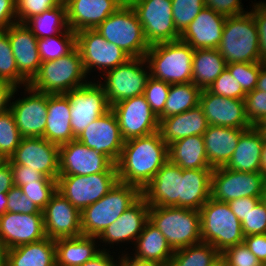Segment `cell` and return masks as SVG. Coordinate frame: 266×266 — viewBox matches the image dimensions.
Segmentation results:
<instances>
[{"instance_id": "obj_1", "label": "cell", "mask_w": 266, "mask_h": 266, "mask_svg": "<svg viewBox=\"0 0 266 266\" xmlns=\"http://www.w3.org/2000/svg\"><path fill=\"white\" fill-rule=\"evenodd\" d=\"M168 160V145L160 131L124 141L116 163L118 179L142 191Z\"/></svg>"}, {"instance_id": "obj_2", "label": "cell", "mask_w": 266, "mask_h": 266, "mask_svg": "<svg viewBox=\"0 0 266 266\" xmlns=\"http://www.w3.org/2000/svg\"><path fill=\"white\" fill-rule=\"evenodd\" d=\"M193 54L194 49L180 39L150 45L145 56L150 76L170 85L192 82Z\"/></svg>"}, {"instance_id": "obj_3", "label": "cell", "mask_w": 266, "mask_h": 266, "mask_svg": "<svg viewBox=\"0 0 266 266\" xmlns=\"http://www.w3.org/2000/svg\"><path fill=\"white\" fill-rule=\"evenodd\" d=\"M141 196L137 186L118 181L100 200L81 211L82 235L98 237Z\"/></svg>"}, {"instance_id": "obj_4", "label": "cell", "mask_w": 266, "mask_h": 266, "mask_svg": "<svg viewBox=\"0 0 266 266\" xmlns=\"http://www.w3.org/2000/svg\"><path fill=\"white\" fill-rule=\"evenodd\" d=\"M82 57L76 47L71 53L53 61H44L29 86L40 93L65 94L88 84Z\"/></svg>"}, {"instance_id": "obj_5", "label": "cell", "mask_w": 266, "mask_h": 266, "mask_svg": "<svg viewBox=\"0 0 266 266\" xmlns=\"http://www.w3.org/2000/svg\"><path fill=\"white\" fill-rule=\"evenodd\" d=\"M217 49L227 64L261 62L259 37L251 11L226 17Z\"/></svg>"}, {"instance_id": "obj_6", "label": "cell", "mask_w": 266, "mask_h": 266, "mask_svg": "<svg viewBox=\"0 0 266 266\" xmlns=\"http://www.w3.org/2000/svg\"><path fill=\"white\" fill-rule=\"evenodd\" d=\"M201 239L211 244L220 254L244 243L242 224L228 203L210 199L200 208Z\"/></svg>"}, {"instance_id": "obj_7", "label": "cell", "mask_w": 266, "mask_h": 266, "mask_svg": "<svg viewBox=\"0 0 266 266\" xmlns=\"http://www.w3.org/2000/svg\"><path fill=\"white\" fill-rule=\"evenodd\" d=\"M149 221L161 231L173 250L202 242L200 210L150 206Z\"/></svg>"}, {"instance_id": "obj_8", "label": "cell", "mask_w": 266, "mask_h": 266, "mask_svg": "<svg viewBox=\"0 0 266 266\" xmlns=\"http://www.w3.org/2000/svg\"><path fill=\"white\" fill-rule=\"evenodd\" d=\"M95 30L108 42L121 48L131 58L145 57L150 48L142 24L133 7L120 6Z\"/></svg>"}, {"instance_id": "obj_9", "label": "cell", "mask_w": 266, "mask_h": 266, "mask_svg": "<svg viewBox=\"0 0 266 266\" xmlns=\"http://www.w3.org/2000/svg\"><path fill=\"white\" fill-rule=\"evenodd\" d=\"M104 75L98 83L104 88L106 99L112 106L122 100L142 95L150 78V68L145 57L130 58Z\"/></svg>"}, {"instance_id": "obj_10", "label": "cell", "mask_w": 266, "mask_h": 266, "mask_svg": "<svg viewBox=\"0 0 266 266\" xmlns=\"http://www.w3.org/2000/svg\"><path fill=\"white\" fill-rule=\"evenodd\" d=\"M118 181V173L59 175L57 192L81 212L106 195Z\"/></svg>"}, {"instance_id": "obj_11", "label": "cell", "mask_w": 266, "mask_h": 266, "mask_svg": "<svg viewBox=\"0 0 266 266\" xmlns=\"http://www.w3.org/2000/svg\"><path fill=\"white\" fill-rule=\"evenodd\" d=\"M76 47L80 51L87 76L94 70L101 71L100 74L103 76L107 71L131 58L121 48L108 42L95 29L76 32Z\"/></svg>"}, {"instance_id": "obj_12", "label": "cell", "mask_w": 266, "mask_h": 266, "mask_svg": "<svg viewBox=\"0 0 266 266\" xmlns=\"http://www.w3.org/2000/svg\"><path fill=\"white\" fill-rule=\"evenodd\" d=\"M264 181L261 172H240L224 166L213 168L211 198L226 203L241 197L262 198Z\"/></svg>"}, {"instance_id": "obj_13", "label": "cell", "mask_w": 266, "mask_h": 266, "mask_svg": "<svg viewBox=\"0 0 266 266\" xmlns=\"http://www.w3.org/2000/svg\"><path fill=\"white\" fill-rule=\"evenodd\" d=\"M70 101V122L74 137L79 136L91 122L111 109L104 88L92 80L65 93Z\"/></svg>"}, {"instance_id": "obj_14", "label": "cell", "mask_w": 266, "mask_h": 266, "mask_svg": "<svg viewBox=\"0 0 266 266\" xmlns=\"http://www.w3.org/2000/svg\"><path fill=\"white\" fill-rule=\"evenodd\" d=\"M133 9L149 45L180 39L174 26L171 0H140Z\"/></svg>"}, {"instance_id": "obj_15", "label": "cell", "mask_w": 266, "mask_h": 266, "mask_svg": "<svg viewBox=\"0 0 266 266\" xmlns=\"http://www.w3.org/2000/svg\"><path fill=\"white\" fill-rule=\"evenodd\" d=\"M124 141L159 131V119L145 96L138 95L111 106Z\"/></svg>"}, {"instance_id": "obj_16", "label": "cell", "mask_w": 266, "mask_h": 266, "mask_svg": "<svg viewBox=\"0 0 266 266\" xmlns=\"http://www.w3.org/2000/svg\"><path fill=\"white\" fill-rule=\"evenodd\" d=\"M24 97L15 98L16 88L11 101L10 111L23 138L43 137L47 122L48 94L40 93L25 86ZM26 91V92H25ZM16 99V100H15Z\"/></svg>"}, {"instance_id": "obj_17", "label": "cell", "mask_w": 266, "mask_h": 266, "mask_svg": "<svg viewBox=\"0 0 266 266\" xmlns=\"http://www.w3.org/2000/svg\"><path fill=\"white\" fill-rule=\"evenodd\" d=\"M118 173L117 166L106 155L76 139L59 148V175Z\"/></svg>"}, {"instance_id": "obj_18", "label": "cell", "mask_w": 266, "mask_h": 266, "mask_svg": "<svg viewBox=\"0 0 266 266\" xmlns=\"http://www.w3.org/2000/svg\"><path fill=\"white\" fill-rule=\"evenodd\" d=\"M59 148L42 137L22 138L14 154L7 160L10 165H24L46 177H59Z\"/></svg>"}, {"instance_id": "obj_19", "label": "cell", "mask_w": 266, "mask_h": 266, "mask_svg": "<svg viewBox=\"0 0 266 266\" xmlns=\"http://www.w3.org/2000/svg\"><path fill=\"white\" fill-rule=\"evenodd\" d=\"M76 140L106 155L114 164L120 159L124 146L117 118L111 109L91 122Z\"/></svg>"}, {"instance_id": "obj_20", "label": "cell", "mask_w": 266, "mask_h": 266, "mask_svg": "<svg viewBox=\"0 0 266 266\" xmlns=\"http://www.w3.org/2000/svg\"><path fill=\"white\" fill-rule=\"evenodd\" d=\"M199 105L209 125L238 129L252 127L246 116L245 100L222 97L204 89L200 93Z\"/></svg>"}, {"instance_id": "obj_21", "label": "cell", "mask_w": 266, "mask_h": 266, "mask_svg": "<svg viewBox=\"0 0 266 266\" xmlns=\"http://www.w3.org/2000/svg\"><path fill=\"white\" fill-rule=\"evenodd\" d=\"M46 237L56 240L82 235L81 212L59 192L42 210Z\"/></svg>"}, {"instance_id": "obj_22", "label": "cell", "mask_w": 266, "mask_h": 266, "mask_svg": "<svg viewBox=\"0 0 266 266\" xmlns=\"http://www.w3.org/2000/svg\"><path fill=\"white\" fill-rule=\"evenodd\" d=\"M46 237L43 214L6 212L0 216V240L6 250Z\"/></svg>"}, {"instance_id": "obj_23", "label": "cell", "mask_w": 266, "mask_h": 266, "mask_svg": "<svg viewBox=\"0 0 266 266\" xmlns=\"http://www.w3.org/2000/svg\"><path fill=\"white\" fill-rule=\"evenodd\" d=\"M149 207L141 196L115 222L102 231L97 237L99 243H105V246L110 244L109 247L112 245L114 248V244L132 242L133 246L149 220Z\"/></svg>"}, {"instance_id": "obj_24", "label": "cell", "mask_w": 266, "mask_h": 266, "mask_svg": "<svg viewBox=\"0 0 266 266\" xmlns=\"http://www.w3.org/2000/svg\"><path fill=\"white\" fill-rule=\"evenodd\" d=\"M182 169L168 160L141 191L149 206L181 208Z\"/></svg>"}, {"instance_id": "obj_25", "label": "cell", "mask_w": 266, "mask_h": 266, "mask_svg": "<svg viewBox=\"0 0 266 266\" xmlns=\"http://www.w3.org/2000/svg\"><path fill=\"white\" fill-rule=\"evenodd\" d=\"M18 72L30 83L41 65L37 37L24 23H14L6 30Z\"/></svg>"}, {"instance_id": "obj_26", "label": "cell", "mask_w": 266, "mask_h": 266, "mask_svg": "<svg viewBox=\"0 0 266 266\" xmlns=\"http://www.w3.org/2000/svg\"><path fill=\"white\" fill-rule=\"evenodd\" d=\"M226 17L205 7L180 34V40L196 49H217Z\"/></svg>"}, {"instance_id": "obj_27", "label": "cell", "mask_w": 266, "mask_h": 266, "mask_svg": "<svg viewBox=\"0 0 266 266\" xmlns=\"http://www.w3.org/2000/svg\"><path fill=\"white\" fill-rule=\"evenodd\" d=\"M120 5L116 0H67V22L73 32L95 29Z\"/></svg>"}, {"instance_id": "obj_28", "label": "cell", "mask_w": 266, "mask_h": 266, "mask_svg": "<svg viewBox=\"0 0 266 266\" xmlns=\"http://www.w3.org/2000/svg\"><path fill=\"white\" fill-rule=\"evenodd\" d=\"M208 126L203 109L198 104L183 113L163 118L159 122V131L163 141L169 146L189 136L203 135Z\"/></svg>"}, {"instance_id": "obj_29", "label": "cell", "mask_w": 266, "mask_h": 266, "mask_svg": "<svg viewBox=\"0 0 266 266\" xmlns=\"http://www.w3.org/2000/svg\"><path fill=\"white\" fill-rule=\"evenodd\" d=\"M47 112L42 138L58 146L76 139L70 122V101L65 94H48Z\"/></svg>"}, {"instance_id": "obj_30", "label": "cell", "mask_w": 266, "mask_h": 266, "mask_svg": "<svg viewBox=\"0 0 266 266\" xmlns=\"http://www.w3.org/2000/svg\"><path fill=\"white\" fill-rule=\"evenodd\" d=\"M246 129L209 125L204 134L207 160L212 168L225 166Z\"/></svg>"}, {"instance_id": "obj_31", "label": "cell", "mask_w": 266, "mask_h": 266, "mask_svg": "<svg viewBox=\"0 0 266 266\" xmlns=\"http://www.w3.org/2000/svg\"><path fill=\"white\" fill-rule=\"evenodd\" d=\"M134 258L157 263L161 266H168L174 254V250L168 244L161 231L149 220L146 222L143 231L136 239Z\"/></svg>"}, {"instance_id": "obj_32", "label": "cell", "mask_w": 266, "mask_h": 266, "mask_svg": "<svg viewBox=\"0 0 266 266\" xmlns=\"http://www.w3.org/2000/svg\"><path fill=\"white\" fill-rule=\"evenodd\" d=\"M97 237L80 235L71 238H60L55 240L56 266H80L92 259L101 250L96 244Z\"/></svg>"}, {"instance_id": "obj_33", "label": "cell", "mask_w": 266, "mask_h": 266, "mask_svg": "<svg viewBox=\"0 0 266 266\" xmlns=\"http://www.w3.org/2000/svg\"><path fill=\"white\" fill-rule=\"evenodd\" d=\"M262 146L263 140L258 130L254 126L246 129L224 167L240 172H260Z\"/></svg>"}, {"instance_id": "obj_34", "label": "cell", "mask_w": 266, "mask_h": 266, "mask_svg": "<svg viewBox=\"0 0 266 266\" xmlns=\"http://www.w3.org/2000/svg\"><path fill=\"white\" fill-rule=\"evenodd\" d=\"M5 266H56L55 240L45 237L6 250Z\"/></svg>"}, {"instance_id": "obj_35", "label": "cell", "mask_w": 266, "mask_h": 266, "mask_svg": "<svg viewBox=\"0 0 266 266\" xmlns=\"http://www.w3.org/2000/svg\"><path fill=\"white\" fill-rule=\"evenodd\" d=\"M213 169H182L181 208L200 210L211 197Z\"/></svg>"}, {"instance_id": "obj_36", "label": "cell", "mask_w": 266, "mask_h": 266, "mask_svg": "<svg viewBox=\"0 0 266 266\" xmlns=\"http://www.w3.org/2000/svg\"><path fill=\"white\" fill-rule=\"evenodd\" d=\"M169 160L181 169H213L208 160L202 135L189 136L168 146Z\"/></svg>"}, {"instance_id": "obj_37", "label": "cell", "mask_w": 266, "mask_h": 266, "mask_svg": "<svg viewBox=\"0 0 266 266\" xmlns=\"http://www.w3.org/2000/svg\"><path fill=\"white\" fill-rule=\"evenodd\" d=\"M226 61L218 49H196L193 54L192 83L200 90L209 86L226 69Z\"/></svg>"}, {"instance_id": "obj_38", "label": "cell", "mask_w": 266, "mask_h": 266, "mask_svg": "<svg viewBox=\"0 0 266 266\" xmlns=\"http://www.w3.org/2000/svg\"><path fill=\"white\" fill-rule=\"evenodd\" d=\"M24 24L38 39L58 35L65 30H71L67 22L66 6H58L44 11L29 18Z\"/></svg>"}, {"instance_id": "obj_39", "label": "cell", "mask_w": 266, "mask_h": 266, "mask_svg": "<svg viewBox=\"0 0 266 266\" xmlns=\"http://www.w3.org/2000/svg\"><path fill=\"white\" fill-rule=\"evenodd\" d=\"M201 90L192 82L171 84L169 94L164 105V111L158 116L159 122L163 118L178 115L199 104Z\"/></svg>"}, {"instance_id": "obj_40", "label": "cell", "mask_w": 266, "mask_h": 266, "mask_svg": "<svg viewBox=\"0 0 266 266\" xmlns=\"http://www.w3.org/2000/svg\"><path fill=\"white\" fill-rule=\"evenodd\" d=\"M220 256L211 244L200 242L174 250L168 266H211Z\"/></svg>"}, {"instance_id": "obj_41", "label": "cell", "mask_w": 266, "mask_h": 266, "mask_svg": "<svg viewBox=\"0 0 266 266\" xmlns=\"http://www.w3.org/2000/svg\"><path fill=\"white\" fill-rule=\"evenodd\" d=\"M41 62L68 55L76 48V32L65 30L58 35L37 39Z\"/></svg>"}, {"instance_id": "obj_42", "label": "cell", "mask_w": 266, "mask_h": 266, "mask_svg": "<svg viewBox=\"0 0 266 266\" xmlns=\"http://www.w3.org/2000/svg\"><path fill=\"white\" fill-rule=\"evenodd\" d=\"M0 80L7 81L19 89L21 86L29 85V82L18 72L6 31H0Z\"/></svg>"}, {"instance_id": "obj_43", "label": "cell", "mask_w": 266, "mask_h": 266, "mask_svg": "<svg viewBox=\"0 0 266 266\" xmlns=\"http://www.w3.org/2000/svg\"><path fill=\"white\" fill-rule=\"evenodd\" d=\"M23 137L15 123L13 113L8 110L0 115V158L8 160Z\"/></svg>"}, {"instance_id": "obj_44", "label": "cell", "mask_w": 266, "mask_h": 266, "mask_svg": "<svg viewBox=\"0 0 266 266\" xmlns=\"http://www.w3.org/2000/svg\"><path fill=\"white\" fill-rule=\"evenodd\" d=\"M171 2L174 26L180 34L205 8L204 0H171Z\"/></svg>"}, {"instance_id": "obj_45", "label": "cell", "mask_w": 266, "mask_h": 266, "mask_svg": "<svg viewBox=\"0 0 266 266\" xmlns=\"http://www.w3.org/2000/svg\"><path fill=\"white\" fill-rule=\"evenodd\" d=\"M226 68L239 82L245 93L251 92L256 88L260 73V62L229 63L226 64Z\"/></svg>"}, {"instance_id": "obj_46", "label": "cell", "mask_w": 266, "mask_h": 266, "mask_svg": "<svg viewBox=\"0 0 266 266\" xmlns=\"http://www.w3.org/2000/svg\"><path fill=\"white\" fill-rule=\"evenodd\" d=\"M67 0H16V18L25 23L29 18L58 6H66Z\"/></svg>"}, {"instance_id": "obj_47", "label": "cell", "mask_w": 266, "mask_h": 266, "mask_svg": "<svg viewBox=\"0 0 266 266\" xmlns=\"http://www.w3.org/2000/svg\"><path fill=\"white\" fill-rule=\"evenodd\" d=\"M20 188L26 197L42 211L56 193L57 181H38L22 185Z\"/></svg>"}, {"instance_id": "obj_48", "label": "cell", "mask_w": 266, "mask_h": 266, "mask_svg": "<svg viewBox=\"0 0 266 266\" xmlns=\"http://www.w3.org/2000/svg\"><path fill=\"white\" fill-rule=\"evenodd\" d=\"M169 89V83L154 79L151 76L147 81L143 95L157 117L164 111Z\"/></svg>"}, {"instance_id": "obj_49", "label": "cell", "mask_w": 266, "mask_h": 266, "mask_svg": "<svg viewBox=\"0 0 266 266\" xmlns=\"http://www.w3.org/2000/svg\"><path fill=\"white\" fill-rule=\"evenodd\" d=\"M207 90L215 95L226 98L245 100L246 96V93L242 90L239 82H237L227 68Z\"/></svg>"}, {"instance_id": "obj_50", "label": "cell", "mask_w": 266, "mask_h": 266, "mask_svg": "<svg viewBox=\"0 0 266 266\" xmlns=\"http://www.w3.org/2000/svg\"><path fill=\"white\" fill-rule=\"evenodd\" d=\"M221 257L228 266H264L249 250L245 243H241L226 249Z\"/></svg>"}, {"instance_id": "obj_51", "label": "cell", "mask_w": 266, "mask_h": 266, "mask_svg": "<svg viewBox=\"0 0 266 266\" xmlns=\"http://www.w3.org/2000/svg\"><path fill=\"white\" fill-rule=\"evenodd\" d=\"M244 236L266 233V204L260 200L241 222Z\"/></svg>"}, {"instance_id": "obj_52", "label": "cell", "mask_w": 266, "mask_h": 266, "mask_svg": "<svg viewBox=\"0 0 266 266\" xmlns=\"http://www.w3.org/2000/svg\"><path fill=\"white\" fill-rule=\"evenodd\" d=\"M7 211L21 214H43V212L22 192L18 186H13L7 192Z\"/></svg>"}, {"instance_id": "obj_53", "label": "cell", "mask_w": 266, "mask_h": 266, "mask_svg": "<svg viewBox=\"0 0 266 266\" xmlns=\"http://www.w3.org/2000/svg\"><path fill=\"white\" fill-rule=\"evenodd\" d=\"M246 116L252 126L266 116V92L254 89L245 96Z\"/></svg>"}, {"instance_id": "obj_54", "label": "cell", "mask_w": 266, "mask_h": 266, "mask_svg": "<svg viewBox=\"0 0 266 266\" xmlns=\"http://www.w3.org/2000/svg\"><path fill=\"white\" fill-rule=\"evenodd\" d=\"M251 13L257 27L261 62L266 63V2L258 1L252 5Z\"/></svg>"}, {"instance_id": "obj_55", "label": "cell", "mask_w": 266, "mask_h": 266, "mask_svg": "<svg viewBox=\"0 0 266 266\" xmlns=\"http://www.w3.org/2000/svg\"><path fill=\"white\" fill-rule=\"evenodd\" d=\"M13 171V184L14 186L27 185L28 183H37L38 181H57L46 177L43 173L31 169L24 165H10Z\"/></svg>"}, {"instance_id": "obj_56", "label": "cell", "mask_w": 266, "mask_h": 266, "mask_svg": "<svg viewBox=\"0 0 266 266\" xmlns=\"http://www.w3.org/2000/svg\"><path fill=\"white\" fill-rule=\"evenodd\" d=\"M205 7L213 9L225 17L244 14L247 11L243 8L242 0H204Z\"/></svg>"}, {"instance_id": "obj_57", "label": "cell", "mask_w": 266, "mask_h": 266, "mask_svg": "<svg viewBox=\"0 0 266 266\" xmlns=\"http://www.w3.org/2000/svg\"><path fill=\"white\" fill-rule=\"evenodd\" d=\"M262 198L241 197L228 202L233 214L240 222L245 220L246 215L252 210Z\"/></svg>"}, {"instance_id": "obj_58", "label": "cell", "mask_w": 266, "mask_h": 266, "mask_svg": "<svg viewBox=\"0 0 266 266\" xmlns=\"http://www.w3.org/2000/svg\"><path fill=\"white\" fill-rule=\"evenodd\" d=\"M244 243L249 250L262 263L266 264V233L257 235H248L244 237Z\"/></svg>"}, {"instance_id": "obj_59", "label": "cell", "mask_w": 266, "mask_h": 266, "mask_svg": "<svg viewBox=\"0 0 266 266\" xmlns=\"http://www.w3.org/2000/svg\"><path fill=\"white\" fill-rule=\"evenodd\" d=\"M17 23L16 0H0V31Z\"/></svg>"}, {"instance_id": "obj_60", "label": "cell", "mask_w": 266, "mask_h": 266, "mask_svg": "<svg viewBox=\"0 0 266 266\" xmlns=\"http://www.w3.org/2000/svg\"><path fill=\"white\" fill-rule=\"evenodd\" d=\"M110 254H112L110 248L108 250H101L92 259H89L80 266H122L121 256L118 255V258L115 260L113 255Z\"/></svg>"}, {"instance_id": "obj_61", "label": "cell", "mask_w": 266, "mask_h": 266, "mask_svg": "<svg viewBox=\"0 0 266 266\" xmlns=\"http://www.w3.org/2000/svg\"><path fill=\"white\" fill-rule=\"evenodd\" d=\"M16 88L13 84L0 80V115L10 110L12 96Z\"/></svg>"}, {"instance_id": "obj_62", "label": "cell", "mask_w": 266, "mask_h": 266, "mask_svg": "<svg viewBox=\"0 0 266 266\" xmlns=\"http://www.w3.org/2000/svg\"><path fill=\"white\" fill-rule=\"evenodd\" d=\"M13 184V171L7 160L0 161V192H8Z\"/></svg>"}, {"instance_id": "obj_63", "label": "cell", "mask_w": 266, "mask_h": 266, "mask_svg": "<svg viewBox=\"0 0 266 266\" xmlns=\"http://www.w3.org/2000/svg\"><path fill=\"white\" fill-rule=\"evenodd\" d=\"M121 254L122 266H161L157 263L144 261L134 258L128 254V251Z\"/></svg>"}, {"instance_id": "obj_64", "label": "cell", "mask_w": 266, "mask_h": 266, "mask_svg": "<svg viewBox=\"0 0 266 266\" xmlns=\"http://www.w3.org/2000/svg\"><path fill=\"white\" fill-rule=\"evenodd\" d=\"M256 89L266 92V63L260 62V73Z\"/></svg>"}, {"instance_id": "obj_65", "label": "cell", "mask_w": 266, "mask_h": 266, "mask_svg": "<svg viewBox=\"0 0 266 266\" xmlns=\"http://www.w3.org/2000/svg\"><path fill=\"white\" fill-rule=\"evenodd\" d=\"M260 172L264 175L266 179V142H263L262 146Z\"/></svg>"}, {"instance_id": "obj_66", "label": "cell", "mask_w": 266, "mask_h": 266, "mask_svg": "<svg viewBox=\"0 0 266 266\" xmlns=\"http://www.w3.org/2000/svg\"><path fill=\"white\" fill-rule=\"evenodd\" d=\"M7 192H0V216L7 212Z\"/></svg>"}, {"instance_id": "obj_67", "label": "cell", "mask_w": 266, "mask_h": 266, "mask_svg": "<svg viewBox=\"0 0 266 266\" xmlns=\"http://www.w3.org/2000/svg\"><path fill=\"white\" fill-rule=\"evenodd\" d=\"M6 262V248L0 240V266H5Z\"/></svg>"}, {"instance_id": "obj_68", "label": "cell", "mask_w": 266, "mask_h": 266, "mask_svg": "<svg viewBox=\"0 0 266 266\" xmlns=\"http://www.w3.org/2000/svg\"><path fill=\"white\" fill-rule=\"evenodd\" d=\"M120 6L123 7H133L140 0H116Z\"/></svg>"}, {"instance_id": "obj_69", "label": "cell", "mask_w": 266, "mask_h": 266, "mask_svg": "<svg viewBox=\"0 0 266 266\" xmlns=\"http://www.w3.org/2000/svg\"><path fill=\"white\" fill-rule=\"evenodd\" d=\"M211 266H228L227 262L220 256Z\"/></svg>"}, {"instance_id": "obj_70", "label": "cell", "mask_w": 266, "mask_h": 266, "mask_svg": "<svg viewBox=\"0 0 266 266\" xmlns=\"http://www.w3.org/2000/svg\"><path fill=\"white\" fill-rule=\"evenodd\" d=\"M262 136L263 142H266V127H255Z\"/></svg>"}, {"instance_id": "obj_71", "label": "cell", "mask_w": 266, "mask_h": 266, "mask_svg": "<svg viewBox=\"0 0 266 266\" xmlns=\"http://www.w3.org/2000/svg\"><path fill=\"white\" fill-rule=\"evenodd\" d=\"M254 127H266V116L259 120Z\"/></svg>"}, {"instance_id": "obj_72", "label": "cell", "mask_w": 266, "mask_h": 266, "mask_svg": "<svg viewBox=\"0 0 266 266\" xmlns=\"http://www.w3.org/2000/svg\"><path fill=\"white\" fill-rule=\"evenodd\" d=\"M261 200L266 204V179L264 181L263 195H262V199Z\"/></svg>"}]
</instances>
